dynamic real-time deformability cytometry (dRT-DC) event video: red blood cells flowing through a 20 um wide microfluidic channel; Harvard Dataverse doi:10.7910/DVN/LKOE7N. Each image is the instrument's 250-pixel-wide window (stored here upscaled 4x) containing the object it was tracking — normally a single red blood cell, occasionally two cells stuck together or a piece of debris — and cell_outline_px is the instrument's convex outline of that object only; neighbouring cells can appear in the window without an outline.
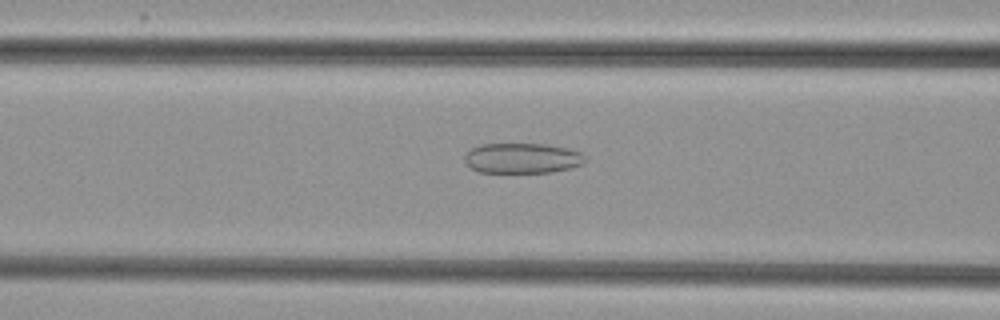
{"species": "common noctule bat (a hibernating species)", "species_latin": "Nyctalus noctula", "temperature_condition": "cold", "stored_images_in_passage": 28, "camera_frame_rate_fps": 3000, "um_per_image_px": 0.085, "animal": {"sex": "female", "body_mass_g": 29.2, "forearm_length_mm": 56.3}, "frame": {"image": 1, "passage_image": 6, "time_ms": 1.667, "image_size_px": [1000, 320], "cell_outline_px": [[588, 160], [584, 164], [572, 168], [552, 172], [480, 172], [472, 168], [464, 160], [464, 156], [472, 148], [480, 144], [548, 144], [568, 148], [580, 152]], "centroid_in_image_um": [44.45, 13.44], "position_along_channel_um": 122.2, "area_um2": 21.33}}
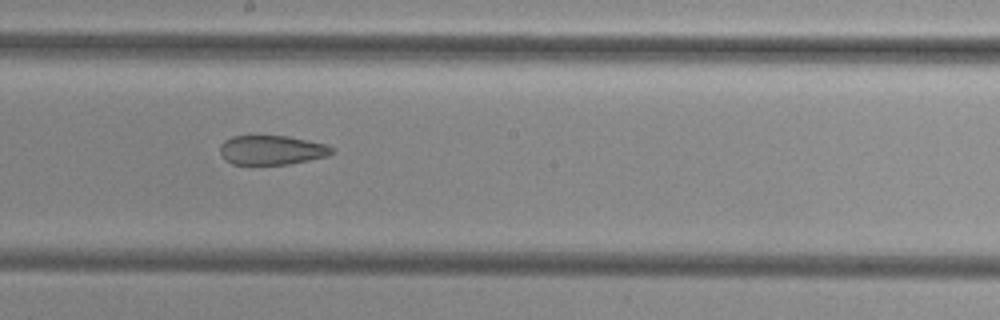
{"frame": {"image": 2, "passage_image": 14, "time_ms": 4.333, "image_size_px": [1000, 320], "cell_outline_px": [[332, 152], [328, 156], [288, 164], [232, 164], [224, 160], [220, 152], [220, 144], [224, 140], [232, 136], [288, 136], [328, 144], [332, 148]], "centroid_in_image_um": [23.07, 12.75], "position_along_channel_um": 225.1, "area_um2": 19.13}}
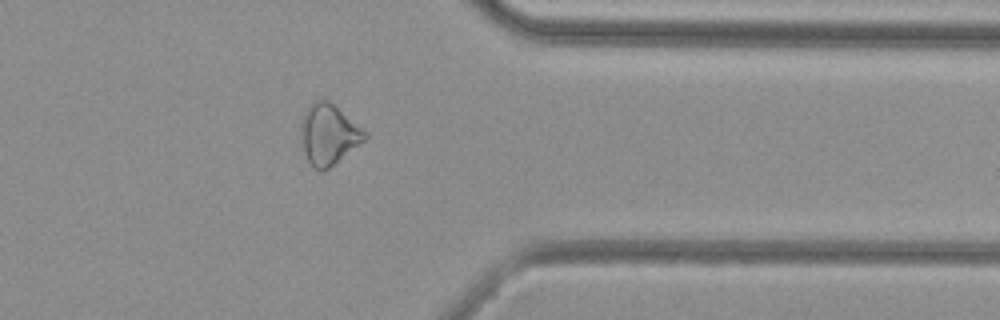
{"frame": {"image": 3, "passage_image": 27, "time_ms": 8.667, "image_size_px": [1000, 320], "cell_outline_px": [[368, 136], [364, 140], [328, 168], [320, 172], [308, 160], [300, 136], [300, 120], [308, 104], [312, 100], [328, 100], [364, 128], [368, 132]], "centroid_in_image_um": [27.92, 11.36], "position_along_channel_um": 383.5, "area_um2": 22.43}}